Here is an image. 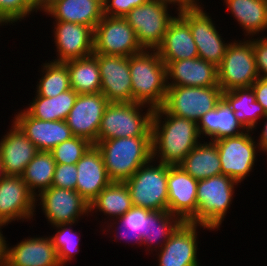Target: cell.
<instances>
[{"label":"cell","instance_id":"ffe728a7","mask_svg":"<svg viewBox=\"0 0 267 266\" xmlns=\"http://www.w3.org/2000/svg\"><path fill=\"white\" fill-rule=\"evenodd\" d=\"M198 180L180 166L168 165V211L188 222L197 213Z\"/></svg>","mask_w":267,"mask_h":266},{"label":"cell","instance_id":"8992f818","mask_svg":"<svg viewBox=\"0 0 267 266\" xmlns=\"http://www.w3.org/2000/svg\"><path fill=\"white\" fill-rule=\"evenodd\" d=\"M168 165L151 159L125 182L133 206L168 211Z\"/></svg>","mask_w":267,"mask_h":266},{"label":"cell","instance_id":"484cf974","mask_svg":"<svg viewBox=\"0 0 267 266\" xmlns=\"http://www.w3.org/2000/svg\"><path fill=\"white\" fill-rule=\"evenodd\" d=\"M43 13L55 21L83 24L95 29L104 17V5L103 0H55Z\"/></svg>","mask_w":267,"mask_h":266},{"label":"cell","instance_id":"7bdbcfd3","mask_svg":"<svg viewBox=\"0 0 267 266\" xmlns=\"http://www.w3.org/2000/svg\"><path fill=\"white\" fill-rule=\"evenodd\" d=\"M256 69L260 78L267 79V36L252 39Z\"/></svg>","mask_w":267,"mask_h":266},{"label":"cell","instance_id":"836d02e7","mask_svg":"<svg viewBox=\"0 0 267 266\" xmlns=\"http://www.w3.org/2000/svg\"><path fill=\"white\" fill-rule=\"evenodd\" d=\"M69 71L70 87L78 94L98 93L101 90L97 54L64 63Z\"/></svg>","mask_w":267,"mask_h":266},{"label":"cell","instance_id":"52a82bcc","mask_svg":"<svg viewBox=\"0 0 267 266\" xmlns=\"http://www.w3.org/2000/svg\"><path fill=\"white\" fill-rule=\"evenodd\" d=\"M218 85L222 91L251 87L259 78L252 37L230 42L221 64L217 67Z\"/></svg>","mask_w":267,"mask_h":266},{"label":"cell","instance_id":"f35d334b","mask_svg":"<svg viewBox=\"0 0 267 266\" xmlns=\"http://www.w3.org/2000/svg\"><path fill=\"white\" fill-rule=\"evenodd\" d=\"M93 144L81 137H72L50 152L56 164H76Z\"/></svg>","mask_w":267,"mask_h":266},{"label":"cell","instance_id":"603a6c76","mask_svg":"<svg viewBox=\"0 0 267 266\" xmlns=\"http://www.w3.org/2000/svg\"><path fill=\"white\" fill-rule=\"evenodd\" d=\"M0 140V155L5 176H22L38 148L13 122Z\"/></svg>","mask_w":267,"mask_h":266},{"label":"cell","instance_id":"7c38bea8","mask_svg":"<svg viewBox=\"0 0 267 266\" xmlns=\"http://www.w3.org/2000/svg\"><path fill=\"white\" fill-rule=\"evenodd\" d=\"M143 51L134 29L124 17H104L94 29V52L113 56L130 57Z\"/></svg>","mask_w":267,"mask_h":266},{"label":"cell","instance_id":"277c9868","mask_svg":"<svg viewBox=\"0 0 267 266\" xmlns=\"http://www.w3.org/2000/svg\"><path fill=\"white\" fill-rule=\"evenodd\" d=\"M144 108H147L143 112ZM154 108L137 102H110L102 116L97 142L119 137L152 136Z\"/></svg>","mask_w":267,"mask_h":266},{"label":"cell","instance_id":"cb8c5ba5","mask_svg":"<svg viewBox=\"0 0 267 266\" xmlns=\"http://www.w3.org/2000/svg\"><path fill=\"white\" fill-rule=\"evenodd\" d=\"M76 191L90 204L112 180L109 178L101 151L92 145L76 163Z\"/></svg>","mask_w":267,"mask_h":266},{"label":"cell","instance_id":"7402d4cb","mask_svg":"<svg viewBox=\"0 0 267 266\" xmlns=\"http://www.w3.org/2000/svg\"><path fill=\"white\" fill-rule=\"evenodd\" d=\"M164 64L167 86H219L217 67L202 58L183 59Z\"/></svg>","mask_w":267,"mask_h":266},{"label":"cell","instance_id":"d4e9b609","mask_svg":"<svg viewBox=\"0 0 267 266\" xmlns=\"http://www.w3.org/2000/svg\"><path fill=\"white\" fill-rule=\"evenodd\" d=\"M161 45L156 49L164 63L198 58V51L189 24L176 12Z\"/></svg>","mask_w":267,"mask_h":266},{"label":"cell","instance_id":"8d00e7d4","mask_svg":"<svg viewBox=\"0 0 267 266\" xmlns=\"http://www.w3.org/2000/svg\"><path fill=\"white\" fill-rule=\"evenodd\" d=\"M42 77L36 87V94L42 97H54L70 90L69 71L64 63L48 61L41 67Z\"/></svg>","mask_w":267,"mask_h":266},{"label":"cell","instance_id":"d590c367","mask_svg":"<svg viewBox=\"0 0 267 266\" xmlns=\"http://www.w3.org/2000/svg\"><path fill=\"white\" fill-rule=\"evenodd\" d=\"M182 222L178 216L169 211H151L148 214L147 235L142 240V246H148L145 251L153 254L158 248L160 250Z\"/></svg>","mask_w":267,"mask_h":266},{"label":"cell","instance_id":"44dd1931","mask_svg":"<svg viewBox=\"0 0 267 266\" xmlns=\"http://www.w3.org/2000/svg\"><path fill=\"white\" fill-rule=\"evenodd\" d=\"M6 244L4 266H61L50 236L27 237L14 246Z\"/></svg>","mask_w":267,"mask_h":266},{"label":"cell","instance_id":"f6af8a7d","mask_svg":"<svg viewBox=\"0 0 267 266\" xmlns=\"http://www.w3.org/2000/svg\"><path fill=\"white\" fill-rule=\"evenodd\" d=\"M160 2L173 5L176 8V11H182L193 6L197 1L195 0H158Z\"/></svg>","mask_w":267,"mask_h":266},{"label":"cell","instance_id":"d6a6232c","mask_svg":"<svg viewBox=\"0 0 267 266\" xmlns=\"http://www.w3.org/2000/svg\"><path fill=\"white\" fill-rule=\"evenodd\" d=\"M77 95L78 93L72 88L54 97H42L36 94L24 110L40 120H65L74 106Z\"/></svg>","mask_w":267,"mask_h":266},{"label":"cell","instance_id":"bcb514c9","mask_svg":"<svg viewBox=\"0 0 267 266\" xmlns=\"http://www.w3.org/2000/svg\"><path fill=\"white\" fill-rule=\"evenodd\" d=\"M265 119L264 122V127L262 128L263 130L260 133L259 139L257 138V143L259 145L260 152L266 153L267 155V114L263 117V120Z\"/></svg>","mask_w":267,"mask_h":266},{"label":"cell","instance_id":"c3c4849f","mask_svg":"<svg viewBox=\"0 0 267 266\" xmlns=\"http://www.w3.org/2000/svg\"><path fill=\"white\" fill-rule=\"evenodd\" d=\"M55 0H33L37 11L43 12Z\"/></svg>","mask_w":267,"mask_h":266},{"label":"cell","instance_id":"3957f363","mask_svg":"<svg viewBox=\"0 0 267 266\" xmlns=\"http://www.w3.org/2000/svg\"><path fill=\"white\" fill-rule=\"evenodd\" d=\"M132 102L155 108L164 105L167 96L166 65L156 50H143L129 57Z\"/></svg>","mask_w":267,"mask_h":266},{"label":"cell","instance_id":"b9f144b4","mask_svg":"<svg viewBox=\"0 0 267 266\" xmlns=\"http://www.w3.org/2000/svg\"><path fill=\"white\" fill-rule=\"evenodd\" d=\"M148 1L149 0H103L104 15L110 17H124L133 8Z\"/></svg>","mask_w":267,"mask_h":266},{"label":"cell","instance_id":"9a60e30c","mask_svg":"<svg viewBox=\"0 0 267 266\" xmlns=\"http://www.w3.org/2000/svg\"><path fill=\"white\" fill-rule=\"evenodd\" d=\"M109 103L101 92L78 94L74 106L65 119L72 134L94 145L97 142L102 116Z\"/></svg>","mask_w":267,"mask_h":266},{"label":"cell","instance_id":"e575fe53","mask_svg":"<svg viewBox=\"0 0 267 266\" xmlns=\"http://www.w3.org/2000/svg\"><path fill=\"white\" fill-rule=\"evenodd\" d=\"M55 166L50 151H39L26 166L21 177L35 197L52 186Z\"/></svg>","mask_w":267,"mask_h":266},{"label":"cell","instance_id":"4316f807","mask_svg":"<svg viewBox=\"0 0 267 266\" xmlns=\"http://www.w3.org/2000/svg\"><path fill=\"white\" fill-rule=\"evenodd\" d=\"M197 125L201 138L207 136L210 141L236 136L246 131L223 99L216 108L201 116Z\"/></svg>","mask_w":267,"mask_h":266},{"label":"cell","instance_id":"f1b7e54d","mask_svg":"<svg viewBox=\"0 0 267 266\" xmlns=\"http://www.w3.org/2000/svg\"><path fill=\"white\" fill-rule=\"evenodd\" d=\"M178 166L196 180L222 174L218 149L210 140L198 143Z\"/></svg>","mask_w":267,"mask_h":266},{"label":"cell","instance_id":"5b68a950","mask_svg":"<svg viewBox=\"0 0 267 266\" xmlns=\"http://www.w3.org/2000/svg\"><path fill=\"white\" fill-rule=\"evenodd\" d=\"M236 185L239 183L223 174L198 180L197 213L188 222L218 231L232 205Z\"/></svg>","mask_w":267,"mask_h":266},{"label":"cell","instance_id":"ab89813d","mask_svg":"<svg viewBox=\"0 0 267 266\" xmlns=\"http://www.w3.org/2000/svg\"><path fill=\"white\" fill-rule=\"evenodd\" d=\"M37 13L33 0H0V14L10 23L19 22Z\"/></svg>","mask_w":267,"mask_h":266},{"label":"cell","instance_id":"30bf717a","mask_svg":"<svg viewBox=\"0 0 267 266\" xmlns=\"http://www.w3.org/2000/svg\"><path fill=\"white\" fill-rule=\"evenodd\" d=\"M219 86H167V96L162 106L169 114L195 121L216 108L222 100Z\"/></svg>","mask_w":267,"mask_h":266},{"label":"cell","instance_id":"ee69618b","mask_svg":"<svg viewBox=\"0 0 267 266\" xmlns=\"http://www.w3.org/2000/svg\"><path fill=\"white\" fill-rule=\"evenodd\" d=\"M255 93L256 101L264 108L267 113V79L258 78L251 86Z\"/></svg>","mask_w":267,"mask_h":266},{"label":"cell","instance_id":"1f68e13d","mask_svg":"<svg viewBox=\"0 0 267 266\" xmlns=\"http://www.w3.org/2000/svg\"><path fill=\"white\" fill-rule=\"evenodd\" d=\"M150 212L151 210L133 206L121 217L109 221L110 223H107V226L105 225L106 228L102 226V228H104L102 232L104 234L106 229L105 232H113L114 234L117 232L113 239L115 242L120 238L122 241L125 240L128 244L132 241V243L134 242L133 244H139L141 246L142 240L147 235L148 214ZM110 228L113 229V231ZM118 233L121 235H118Z\"/></svg>","mask_w":267,"mask_h":266},{"label":"cell","instance_id":"7a4b0ae2","mask_svg":"<svg viewBox=\"0 0 267 266\" xmlns=\"http://www.w3.org/2000/svg\"><path fill=\"white\" fill-rule=\"evenodd\" d=\"M112 181L124 182L152 159V136L119 137L96 142Z\"/></svg>","mask_w":267,"mask_h":266},{"label":"cell","instance_id":"4fadbf2b","mask_svg":"<svg viewBox=\"0 0 267 266\" xmlns=\"http://www.w3.org/2000/svg\"><path fill=\"white\" fill-rule=\"evenodd\" d=\"M35 201L36 206H41L45 218L52 227L78 223L81 216L90 215L89 203L76 190L51 186L38 194Z\"/></svg>","mask_w":267,"mask_h":266},{"label":"cell","instance_id":"83f0119b","mask_svg":"<svg viewBox=\"0 0 267 266\" xmlns=\"http://www.w3.org/2000/svg\"><path fill=\"white\" fill-rule=\"evenodd\" d=\"M224 4L241 25L245 38L267 32V0H224Z\"/></svg>","mask_w":267,"mask_h":266},{"label":"cell","instance_id":"d6986e66","mask_svg":"<svg viewBox=\"0 0 267 266\" xmlns=\"http://www.w3.org/2000/svg\"><path fill=\"white\" fill-rule=\"evenodd\" d=\"M13 121L39 151H51L74 137L65 120L45 121L30 116L25 110L14 115Z\"/></svg>","mask_w":267,"mask_h":266},{"label":"cell","instance_id":"74e56055","mask_svg":"<svg viewBox=\"0 0 267 266\" xmlns=\"http://www.w3.org/2000/svg\"><path fill=\"white\" fill-rule=\"evenodd\" d=\"M74 224L76 225V223H68L54 226L56 233L50 236L61 266H65L68 261L70 263L78 253L81 238L76 230L73 231Z\"/></svg>","mask_w":267,"mask_h":266},{"label":"cell","instance_id":"f907efd6","mask_svg":"<svg viewBox=\"0 0 267 266\" xmlns=\"http://www.w3.org/2000/svg\"><path fill=\"white\" fill-rule=\"evenodd\" d=\"M5 176L4 174V170H3V164H2V161H1V155H0V179Z\"/></svg>","mask_w":267,"mask_h":266},{"label":"cell","instance_id":"ac0fdd59","mask_svg":"<svg viewBox=\"0 0 267 266\" xmlns=\"http://www.w3.org/2000/svg\"><path fill=\"white\" fill-rule=\"evenodd\" d=\"M100 92L109 102H132L129 57L97 54Z\"/></svg>","mask_w":267,"mask_h":266},{"label":"cell","instance_id":"6da1fadb","mask_svg":"<svg viewBox=\"0 0 267 266\" xmlns=\"http://www.w3.org/2000/svg\"><path fill=\"white\" fill-rule=\"evenodd\" d=\"M200 138L195 121L169 114L163 107L154 109L152 118L153 160L177 166L200 143V140H203Z\"/></svg>","mask_w":267,"mask_h":266},{"label":"cell","instance_id":"9c48e42d","mask_svg":"<svg viewBox=\"0 0 267 266\" xmlns=\"http://www.w3.org/2000/svg\"><path fill=\"white\" fill-rule=\"evenodd\" d=\"M251 132V133H250ZM252 130L236 136L224 137L213 141L220 156L221 172L241 185L250 172H253L259 145L252 137Z\"/></svg>","mask_w":267,"mask_h":266},{"label":"cell","instance_id":"e0dca14e","mask_svg":"<svg viewBox=\"0 0 267 266\" xmlns=\"http://www.w3.org/2000/svg\"><path fill=\"white\" fill-rule=\"evenodd\" d=\"M57 63L85 58L94 52V29L72 22L53 21Z\"/></svg>","mask_w":267,"mask_h":266},{"label":"cell","instance_id":"60d3db41","mask_svg":"<svg viewBox=\"0 0 267 266\" xmlns=\"http://www.w3.org/2000/svg\"><path fill=\"white\" fill-rule=\"evenodd\" d=\"M76 164H56L52 186L57 188L76 190Z\"/></svg>","mask_w":267,"mask_h":266},{"label":"cell","instance_id":"5bb4252c","mask_svg":"<svg viewBox=\"0 0 267 266\" xmlns=\"http://www.w3.org/2000/svg\"><path fill=\"white\" fill-rule=\"evenodd\" d=\"M198 227L212 231L204 225L182 222L163 247L156 251L158 266H200L197 256Z\"/></svg>","mask_w":267,"mask_h":266},{"label":"cell","instance_id":"2e32d148","mask_svg":"<svg viewBox=\"0 0 267 266\" xmlns=\"http://www.w3.org/2000/svg\"><path fill=\"white\" fill-rule=\"evenodd\" d=\"M35 198L21 176H3L0 179V222L8 225L16 220H33L37 208Z\"/></svg>","mask_w":267,"mask_h":266},{"label":"cell","instance_id":"8fae6325","mask_svg":"<svg viewBox=\"0 0 267 266\" xmlns=\"http://www.w3.org/2000/svg\"><path fill=\"white\" fill-rule=\"evenodd\" d=\"M201 1L193 6L177 12L190 26L195 41L198 57L218 67L226 53L230 42L224 41L215 21L204 10ZM202 5V6H201ZM214 22V23H213Z\"/></svg>","mask_w":267,"mask_h":266},{"label":"cell","instance_id":"4dcf8cb0","mask_svg":"<svg viewBox=\"0 0 267 266\" xmlns=\"http://www.w3.org/2000/svg\"><path fill=\"white\" fill-rule=\"evenodd\" d=\"M132 207L130 192L125 182L112 181L89 204V211L92 214H97L99 211L106 215L108 218V221L104 222L106 224L109 220L121 217Z\"/></svg>","mask_w":267,"mask_h":266},{"label":"cell","instance_id":"ba28073f","mask_svg":"<svg viewBox=\"0 0 267 266\" xmlns=\"http://www.w3.org/2000/svg\"><path fill=\"white\" fill-rule=\"evenodd\" d=\"M168 6L158 0H149L124 16L143 50H156L161 45L170 22L175 18L169 13L171 7Z\"/></svg>","mask_w":267,"mask_h":266},{"label":"cell","instance_id":"7dc6e473","mask_svg":"<svg viewBox=\"0 0 267 266\" xmlns=\"http://www.w3.org/2000/svg\"><path fill=\"white\" fill-rule=\"evenodd\" d=\"M8 226L6 224H3L0 222V266H4L5 265V261H6V238L3 236V232L1 229H3L2 227Z\"/></svg>","mask_w":267,"mask_h":266},{"label":"cell","instance_id":"f546056e","mask_svg":"<svg viewBox=\"0 0 267 266\" xmlns=\"http://www.w3.org/2000/svg\"><path fill=\"white\" fill-rule=\"evenodd\" d=\"M222 99L227 103L237 120L246 130L257 129L258 121L267 113L256 101L252 87L235 88L222 92Z\"/></svg>","mask_w":267,"mask_h":266},{"label":"cell","instance_id":"681fc988","mask_svg":"<svg viewBox=\"0 0 267 266\" xmlns=\"http://www.w3.org/2000/svg\"><path fill=\"white\" fill-rule=\"evenodd\" d=\"M11 25L1 14H0V26L2 25Z\"/></svg>","mask_w":267,"mask_h":266}]
</instances>
